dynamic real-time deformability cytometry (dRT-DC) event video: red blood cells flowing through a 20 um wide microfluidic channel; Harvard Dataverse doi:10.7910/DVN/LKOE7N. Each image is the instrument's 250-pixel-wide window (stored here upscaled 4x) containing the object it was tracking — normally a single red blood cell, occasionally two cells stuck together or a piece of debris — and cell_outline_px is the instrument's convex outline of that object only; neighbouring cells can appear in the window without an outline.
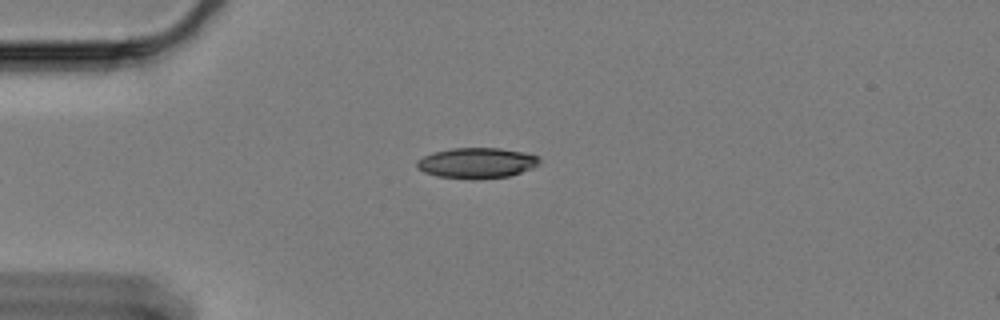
{"species": "Egyptian fruit bat (a non-hibernating species)", "species_latin": "Rousettus aegyptiacus", "temperature_condition": "cold", "stored_images_in_passage": 26, "camera_frame_rate_fps": 3000, "um_per_image_px": 0.085, "animal": {"sex": "female"}, "frame": {"image": 1, "passage_image": 1, "time_ms": 0.0, "image_size_px": [1000, 320], "cell_outline_px": [[540, 164], [532, 168], [508, 176], [472, 180], [436, 176], [424, 172], [416, 168], [416, 160], [432, 152], [452, 148], [500, 148], [524, 152], [536, 156], [540, 160]], "centroid_in_image_um": [40.48, 13.86], "position_along_channel_um": 44.5, "area_um2": 21.96}}
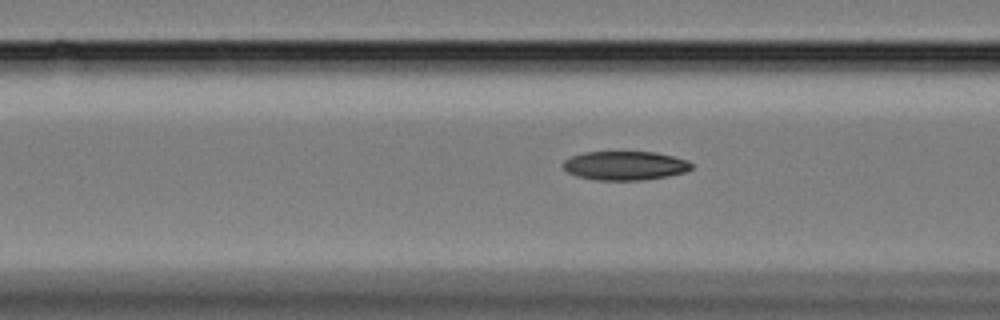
{"frame": {"image": 2, "passage_image": 9, "time_ms": 2.667, "image_size_px": [1000, 320], "cell_outline_px": [[692, 168], [684, 172], [668, 176], [644, 180], [596, 180], [576, 176], [568, 172], [564, 168], [564, 160], [572, 156], [584, 152], [656, 152], [688, 160], [692, 164]], "centroid_in_image_um": [53.13, 14.08], "position_along_channel_um": 113.5, "area_um2": 21.62}}
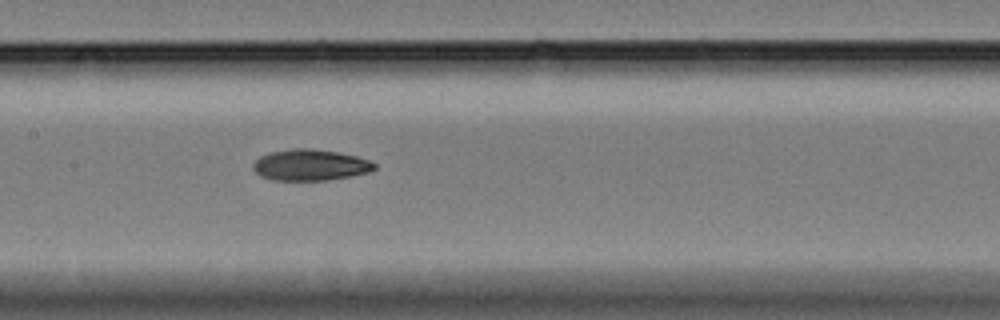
{"frame": {"image": 3, "passage_image": 15, "time_ms": 4.667, "image_size_px": [1000, 320], "cell_outline_px": [[376, 168], [368, 172], [328, 180], [272, 180], [260, 176], [252, 168], [252, 164], [260, 156], [272, 152], [292, 148], [312, 148], [336, 152], [356, 156], [368, 160], [376, 164]], "centroid_in_image_um": [26.34, 14.02], "position_along_channel_um": 181.1, "area_um2": 21.91}}